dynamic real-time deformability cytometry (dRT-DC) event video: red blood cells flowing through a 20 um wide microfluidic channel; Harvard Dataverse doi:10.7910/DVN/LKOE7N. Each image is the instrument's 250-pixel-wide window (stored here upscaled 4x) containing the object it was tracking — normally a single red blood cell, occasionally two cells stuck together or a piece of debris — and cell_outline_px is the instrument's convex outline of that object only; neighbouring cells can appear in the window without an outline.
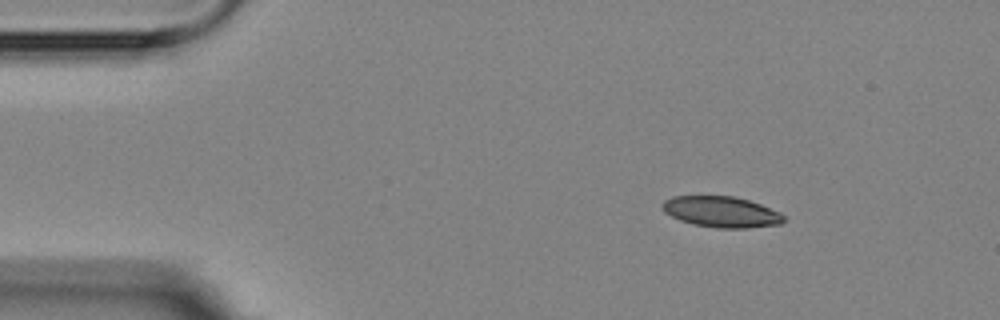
{"species": "Egyptian fruit bat (a non-hibernating species)", "species_latin": "Rousettus aegyptiacus", "temperature_condition": "room temperature", "stored_images_in_passage": 5, "camera_frame_rate_fps": 3000, "um_per_image_px": 0.085, "animal": {"sex": "female"}, "frame": {"image": 1, "passage_image": 2, "time_ms": 1.333, "image_size_px": [1000, 320], "cell_outline_px": [[784, 220], [780, 224], [748, 228], [716, 228], [692, 224], [680, 220], [664, 212], [660, 204], [664, 200], [672, 196], [732, 196], [748, 200], [760, 204], [780, 212], [784, 216]], "centroid_in_image_um": [61.29, 18.01], "position_along_channel_um": 23.7, "area_um2": 21.91}}
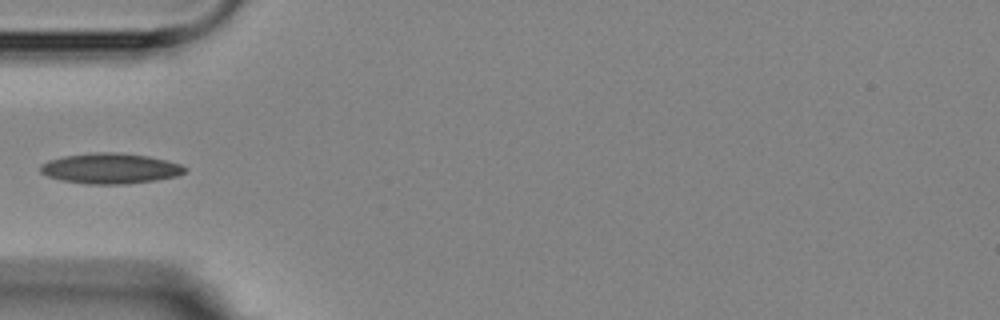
{"frame": {"image": 2, "passage_image": 5, "time_ms": 4.667, "image_size_px": [1000, 320], "cell_outline_px": [[188, 168], [184, 172], [176, 176], [156, 180], [124, 184], [88, 184], [60, 180], [48, 176], [40, 172], [40, 164], [48, 160], [64, 156], [92, 152], [116, 152], [148, 156], [180, 164]], "centroid_in_image_um": [9.34, 14.31], "position_along_channel_um": 75.7, "area_um2": 25.61}}